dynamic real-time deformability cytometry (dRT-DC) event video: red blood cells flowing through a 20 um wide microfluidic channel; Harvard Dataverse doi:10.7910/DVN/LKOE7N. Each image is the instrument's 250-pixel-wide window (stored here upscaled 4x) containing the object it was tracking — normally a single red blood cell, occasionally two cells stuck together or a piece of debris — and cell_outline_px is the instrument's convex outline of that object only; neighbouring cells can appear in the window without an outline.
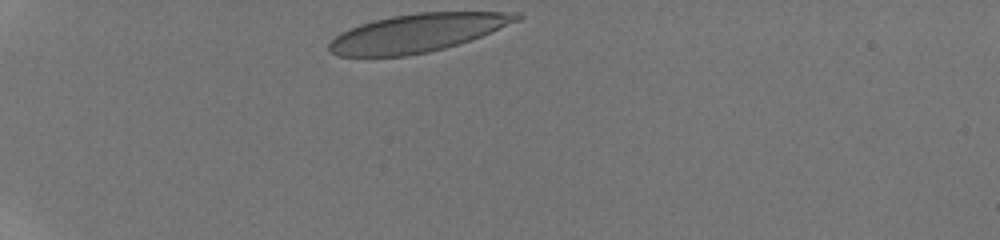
{"species": "human", "species_latin": "Homo sapiens", "temperature_condition": "room temperature", "stored_images_in_passage": 33, "camera_frame_rate_fps": 3000, "um_per_image_px": 0.085, "donor": {"sex": "male"}, "frame": {"image": 1, "passage_image": 1, "time_ms": 0.0, "image_size_px": [1000, 240], "cell_outline_px": [[524, 16], [520, 20], [492, 32], [472, 40], [444, 48], [428, 52], [408, 56], [340, 56], [328, 52], [328, 44], [340, 32], [348, 28], [360, 24], [392, 16], [420, 12], [520, 12]], "centroid_in_image_um": [35.5, 2.8], "position_along_channel_um": 49.5, "area_um2": 41.85}}
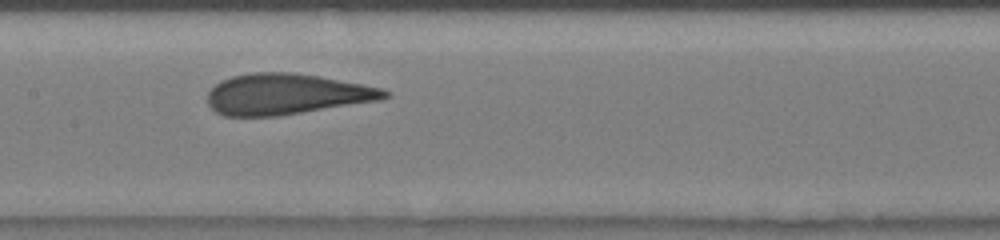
{"frame": {"image": 2, "passage_image": 15, "time_ms": 4.667, "image_size_px": [1000, 240], "cell_outline_px": [[388, 96], [380, 100], [276, 116], [224, 116], [216, 112], [208, 104], [208, 92], [220, 80], [232, 76], [252, 72], [292, 72], [316, 76], [360, 84], [380, 88], [388, 92]], "centroid_in_image_um": [24.27, 8.0], "position_along_channel_um": 183.1, "area_um2": 41.62}}
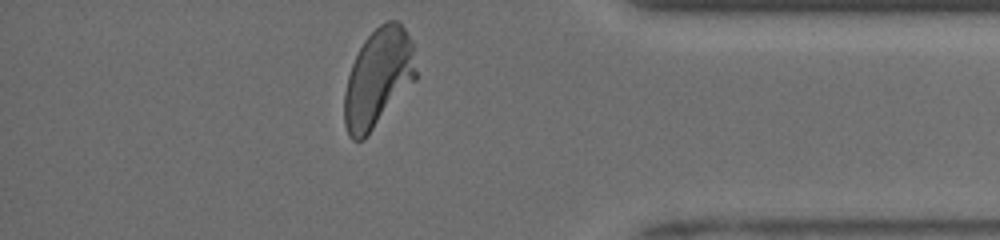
{"frame": {"image": 3, "passage_image": 33, "time_ms": 10.667, "image_size_px": [1000, 240], "cell_outline_px": [[416, 80], [364, 140], [352, 140], [348, 136], [344, 124], [344, 92], [348, 76], [352, 64], [364, 40], [380, 24], [388, 20], [400, 20], [412, 40], [416, 72]], "centroid_in_image_um": [32.14, 6.64], "position_along_channel_um": 403.1, "area_um2": 41.33}, "authors_computed_cell_mechanics": {"area_um2": 42.1362, "velocity_mm_per_s": 3.9289, "shape_relaxation_time_tau1_ms": 5.1198, "shape_relaxation_time_tau2_ms": null, "deformation_change_tau1": 0.2013, "deformation_change_tau2": null}}